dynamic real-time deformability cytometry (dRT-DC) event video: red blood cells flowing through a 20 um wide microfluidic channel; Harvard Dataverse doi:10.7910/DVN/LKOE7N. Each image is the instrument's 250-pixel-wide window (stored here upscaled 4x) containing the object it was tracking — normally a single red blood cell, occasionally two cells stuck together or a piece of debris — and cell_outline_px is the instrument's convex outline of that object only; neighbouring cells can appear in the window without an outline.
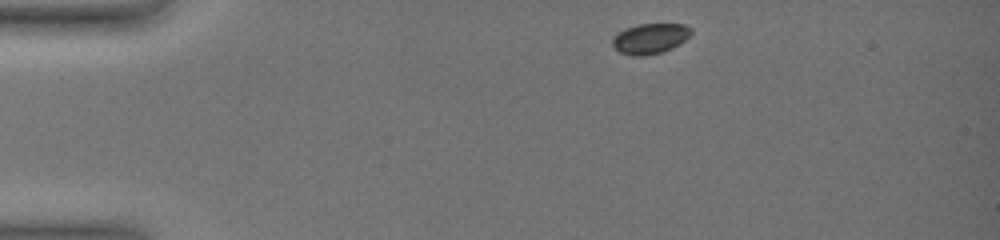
{"species": "common noctule bat (a hibernating species)", "species_latin": "Nyctalus noctula", "temperature_condition": "warm", "stored_images_in_passage": 50, "camera_frame_rate_fps": 3000, "um_per_image_px": 0.085, "animal": {"sex": "female", "body_mass_g": 19.0, "forearm_length_mm": 51.5}, "frame": {"image": 1, "passage_image": 1, "time_ms": 0.0, "image_size_px": [1000, 240], "cell_outline_px": [[692, 32], [680, 44], [672, 48], [660, 52], [644, 56], [632, 56], [620, 52], [612, 44], [612, 40], [620, 32], [628, 28], [640, 24], [684, 24], [692, 28]], "centroid_in_image_um": [55.29, 3.28], "position_along_channel_um": 29.7, "area_um2": 13.64}}
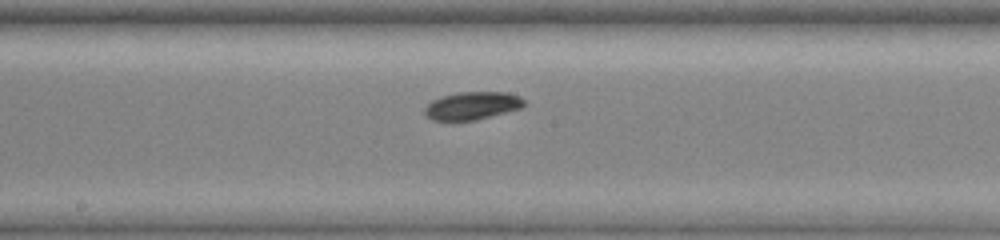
{"frame": {"image": 2, "passage_image": 24, "time_ms": 6.667, "image_size_px": [1000, 240], "cell_outline_px": [[524, 104], [520, 108], [476, 120], [452, 124], [432, 120], [424, 116], [424, 108], [432, 100], [440, 96], [460, 92], [508, 92], [520, 96], [524, 100]], "centroid_in_image_um": [40.04, 9.03], "position_along_channel_um": 208.2, "area_um2": 16.76}}
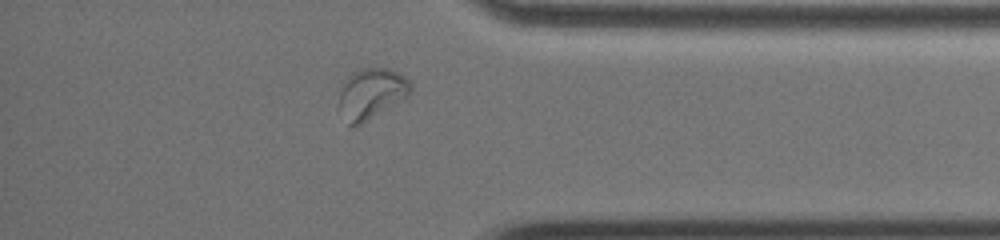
{"frame": {"image": 3, "passage_image": 43, "time_ms": 12.0, "image_size_px": [1000, 240], "cell_outline_px": [[412, 92], [408, 96], [360, 124], [348, 124], [340, 104], [340, 92], [348, 76], [352, 72], [360, 68], [388, 68], [404, 76], [412, 84]], "centroid_in_image_um": [31.61, 7.9], "position_along_channel_um": 403.6, "area_um2": 20.46}, "authors_computed_cell_mechanics": {"area_um2": 16.0395, "velocity_mm_per_s": 3.7246, "shape_relaxation_time_tau1_ms": 2.579, "shape_relaxation_time_tau2_ms": null, "deformation_change_tau1": 0.0769, "deformation_change_tau2": null}}